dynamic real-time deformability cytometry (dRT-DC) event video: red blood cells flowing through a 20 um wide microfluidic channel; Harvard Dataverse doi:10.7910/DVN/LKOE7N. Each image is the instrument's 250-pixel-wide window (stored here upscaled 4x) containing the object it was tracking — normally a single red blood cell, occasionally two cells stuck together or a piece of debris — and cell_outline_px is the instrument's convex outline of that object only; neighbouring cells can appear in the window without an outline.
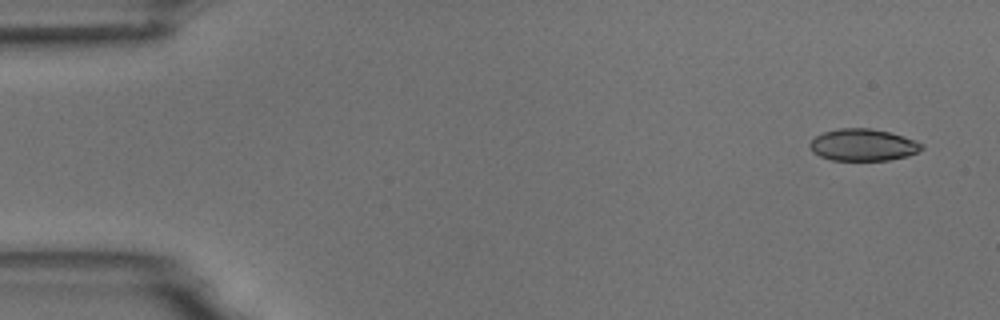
{"species": "common noctule bat (a hibernating species)", "species_latin": "Nyctalus noctula", "temperature_condition": "room temperature", "stored_images_in_passage": 3, "camera_frame_rate_fps": 3000, "um_per_image_px": 0.085, "animal": {"sex": "male", "body_mass_g": 18.8}, "frame": {"image": 1, "passage_image": 1, "time_ms": 0.0, "image_size_px": [1000, 320], "cell_outline_px": [[924, 148], [908, 156], [888, 160], [832, 160], [820, 156], [812, 152], [808, 144], [816, 136], [824, 132], [840, 128], [872, 128], [888, 132], [924, 144]], "centroid_in_image_um": [73.33, 12.32], "position_along_channel_um": 11.7, "area_um2": 20.63}}